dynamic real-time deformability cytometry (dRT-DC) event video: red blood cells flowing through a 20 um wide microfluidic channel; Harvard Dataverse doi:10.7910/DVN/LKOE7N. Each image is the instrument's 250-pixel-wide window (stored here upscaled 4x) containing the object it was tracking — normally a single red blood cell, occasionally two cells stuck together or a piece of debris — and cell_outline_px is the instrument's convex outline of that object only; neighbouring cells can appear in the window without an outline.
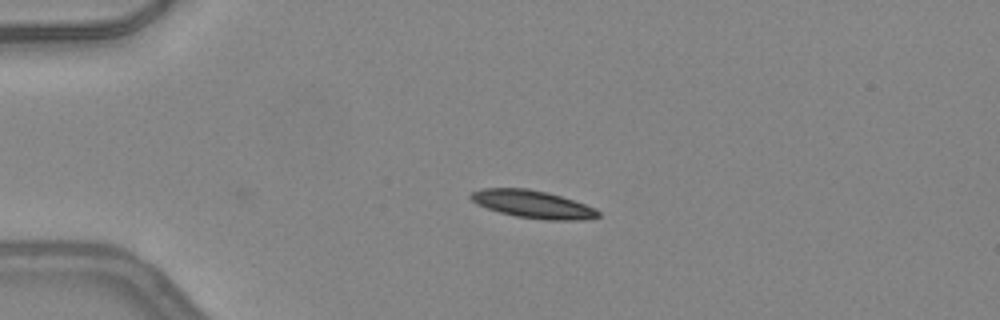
{"species": "common noctule bat (a hibernating species)", "species_latin": "Nyctalus noctula", "temperature_condition": "warm", "stored_images_in_passage": 6, "camera_frame_rate_fps": 3000, "um_per_image_px": 0.085, "animal": {"sex": "female", "body_mass_g": 24.6, "forearm_length_mm": 56.2}, "frame": {"image": 1, "passage_image": 6, "time_ms": 1.667, "image_size_px": [1000, 320], "cell_outline_px": [[600, 216], [584, 220], [544, 220], [516, 216], [500, 212], [476, 204], [468, 196], [472, 192], [484, 188], [528, 188], [560, 196], [596, 208], [600, 212]], "centroid_in_image_um": [45.29, 17.37], "position_along_channel_um": 39.7, "area_um2": 20.4}}